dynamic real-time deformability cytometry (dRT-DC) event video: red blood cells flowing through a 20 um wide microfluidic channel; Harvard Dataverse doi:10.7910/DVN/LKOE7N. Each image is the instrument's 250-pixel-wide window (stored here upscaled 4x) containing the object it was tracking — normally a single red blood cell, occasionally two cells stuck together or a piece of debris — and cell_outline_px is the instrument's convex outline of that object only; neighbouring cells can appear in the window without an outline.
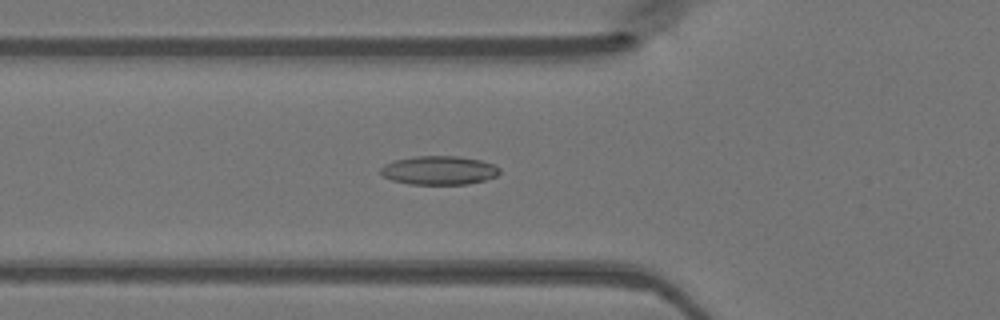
{"species": "Egyptian fruit bat (a non-hibernating species)", "species_latin": "Rousettus aegyptiacus", "temperature_condition": "warm", "stored_images_in_passage": 48, "camera_frame_rate_fps": 3000, "um_per_image_px": 0.085, "animal": {"sex": "female"}, "frame": {"image": 1, "passage_image": 17, "time_ms": 5.333, "image_size_px": [1000, 320], "cell_outline_px": [[500, 172], [496, 176], [484, 180], [468, 184], [408, 184], [392, 180], [384, 176], [380, 172], [380, 168], [384, 164], [396, 160], [416, 156], [460, 156], [480, 160], [492, 164], [500, 168]], "centroid_in_image_um": [37.32, 14.48], "position_along_channel_um": 88.5, "area_um2": 19.88}}
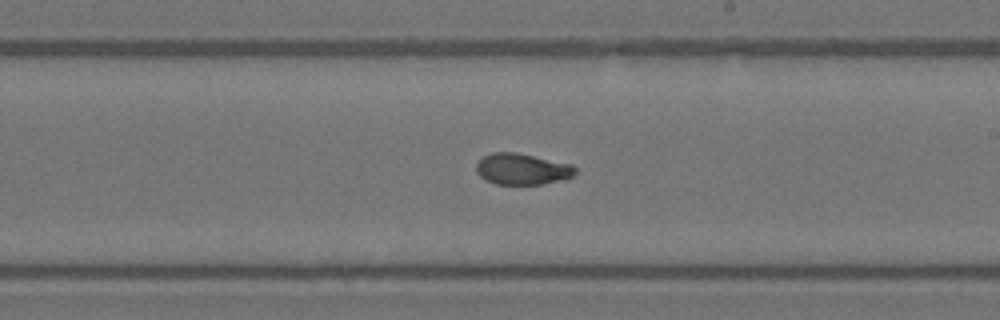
{"frame": {"image": 2, "passage_image": 28, "time_ms": 9.0, "image_size_px": [1000, 320], "cell_outline_px": [[576, 172], [568, 180], [540, 184], [496, 184], [480, 176], [476, 172], [476, 164], [484, 156], [492, 152], [516, 152], [572, 164], [576, 168]], "centroid_in_image_um": [44.42, 14.37], "position_along_channel_um": 244.6, "area_um2": 18.09}}
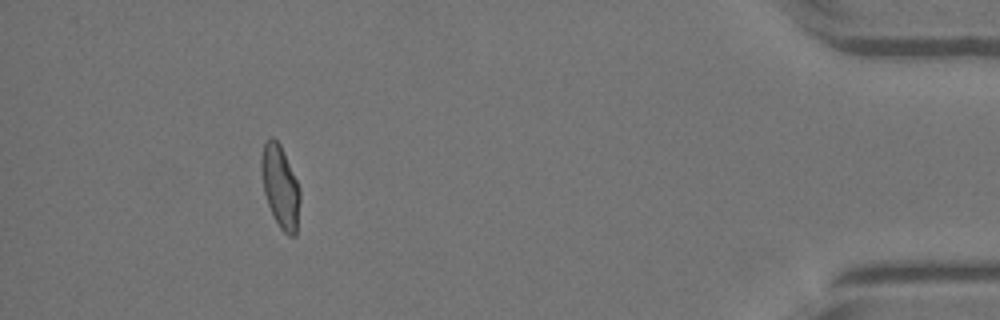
{"frame": {"image": 3, "passage_image": 44, "time_ms": 14.333, "image_size_px": [1000, 320], "cell_outline_px": [[300, 200], [296, 236], [288, 236], [280, 228], [268, 204], [264, 192], [260, 172], [260, 156], [264, 144], [272, 136], [280, 144], [300, 188]], "centroid_in_image_um": [23.81, 15.86], "position_along_channel_um": 411.4, "area_um2": 18.55}}